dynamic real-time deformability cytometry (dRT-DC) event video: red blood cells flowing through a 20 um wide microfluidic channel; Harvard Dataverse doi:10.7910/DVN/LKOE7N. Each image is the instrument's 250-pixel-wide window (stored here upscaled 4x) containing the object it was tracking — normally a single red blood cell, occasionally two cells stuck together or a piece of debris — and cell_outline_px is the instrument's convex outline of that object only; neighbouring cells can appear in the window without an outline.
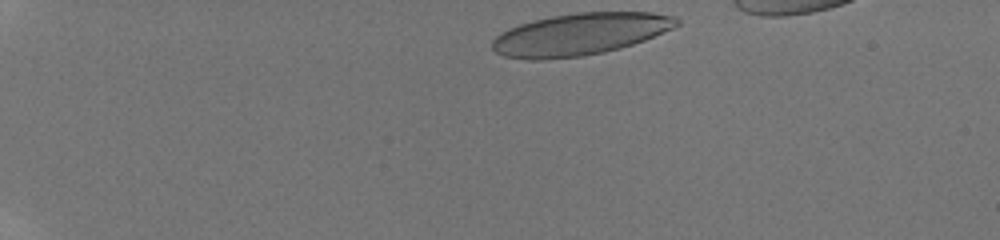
{"species": "human", "species_latin": "Homo sapiens", "temperature_condition": "room temperature", "stored_images_in_passage": 10, "camera_frame_rate_fps": 3000, "um_per_image_px": 0.085, "donor": {"sex": "male"}, "frame": {"image": 1, "passage_image": 1, "time_ms": 0.0, "image_size_px": [1000, 240], "cell_outline_px": [[680, 24], [672, 28], [644, 40], [620, 48], [604, 52], [580, 56], [540, 60], [528, 60], [504, 56], [496, 52], [492, 48], [492, 40], [500, 32], [520, 24], [532, 20], [552, 16], [580, 12], [652, 12], [676, 16], [680, 20]], "centroid_in_image_um": [49.29, 2.9], "position_along_channel_um": 35.7, "area_um2": 45.08}}
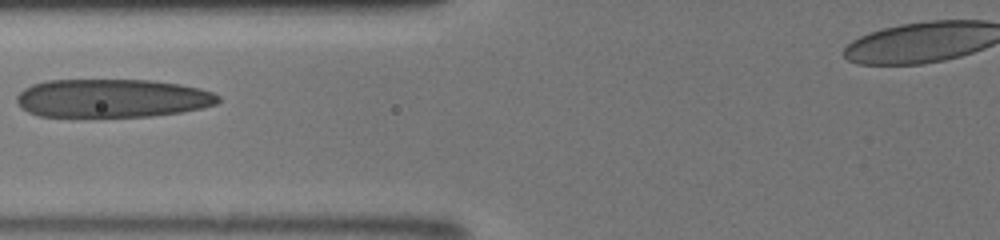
{"frame": {"image": 2, "passage_image": 7, "time_ms": 4.333, "image_size_px": [1000, 240], "cell_outline_px": [[220, 100], [216, 104], [200, 108], [180, 112], [152, 116], [40, 116], [28, 112], [16, 100], [16, 96], [24, 88], [32, 84], [48, 80], [152, 80], [180, 84], [200, 88], [212, 92], [220, 96]], "centroid_in_image_um": [9.55, 8.34], "position_along_channel_um": 116.2, "area_um2": 44.97}}
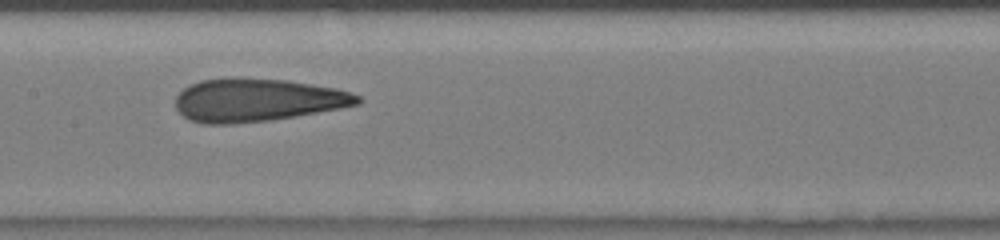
{"frame": {"image": 3, "passage_image": 9, "time_ms": 6.0, "image_size_px": [1000, 240], "cell_outline_px": [[364, 100], [360, 104], [340, 108], [296, 116], [272, 120], [232, 124], [200, 124], [188, 120], [176, 108], [176, 96], [188, 84], [200, 80], [288, 80], [336, 88], [360, 96]], "centroid_in_image_um": [21.87, 8.55], "position_along_channel_um": 185.5, "area_um2": 45.03}}